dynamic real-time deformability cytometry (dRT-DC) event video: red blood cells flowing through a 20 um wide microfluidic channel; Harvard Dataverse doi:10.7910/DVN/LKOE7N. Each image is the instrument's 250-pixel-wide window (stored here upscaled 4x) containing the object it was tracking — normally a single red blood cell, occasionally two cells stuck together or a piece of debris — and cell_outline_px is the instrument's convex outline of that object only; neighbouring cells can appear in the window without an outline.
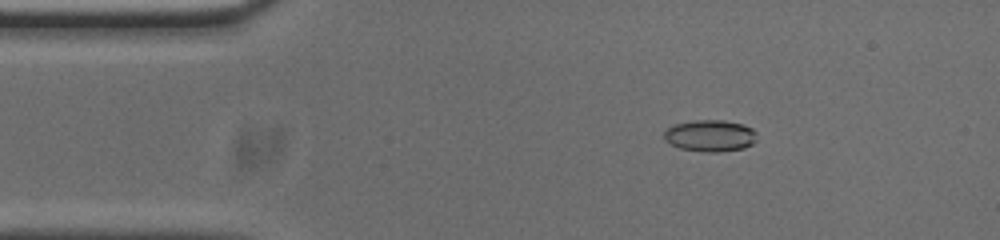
{"species": "common noctule bat (a hibernating species)", "species_latin": "Nyctalus noctula", "temperature_condition": "cold", "stored_images_in_passage": 53, "camera_frame_rate_fps": 3000, "um_per_image_px": 0.085, "animal": {"sex": "male", "body_mass_g": 20.0, "forearm_length_mm": 53.3}, "frame": {"image": 1, "passage_image": 8, "time_ms": 2.333, "image_size_px": [1000, 240], "cell_outline_px": [[756, 140], [752, 144], [744, 148], [720, 152], [704, 152], [680, 148], [664, 140], [664, 132], [668, 128], [676, 124], [696, 120], [724, 120], [740, 124], [752, 128], [756, 132]], "centroid_in_image_um": [60.38, 11.54], "position_along_channel_um": 24.6, "area_um2": 17.05}}
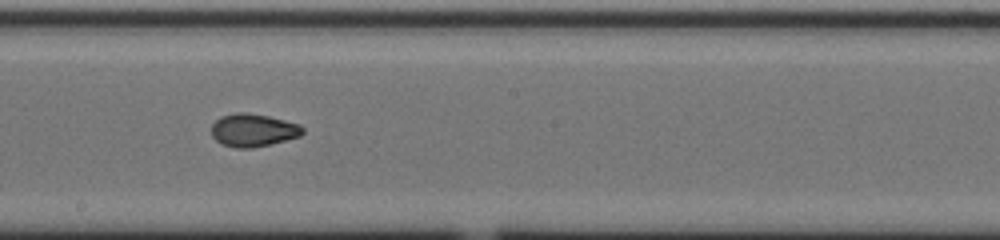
{"frame": {"image": 2, "passage_image": 28, "time_ms": 9.0, "image_size_px": [1000, 240], "cell_outline_px": [[304, 132], [300, 136], [252, 148], [236, 148], [220, 144], [212, 136], [212, 124], [220, 116], [236, 112], [244, 112], [268, 116], [300, 124], [304, 128]], "centroid_in_image_um": [21.5, 11.06], "position_along_channel_um": 226.7, "area_um2": 17.46}}
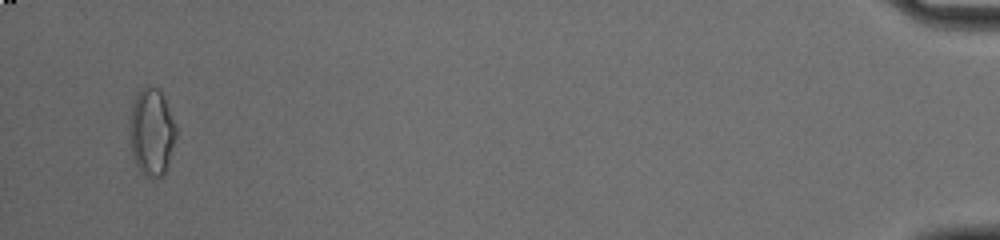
{"frame": {"image": 3, "passage_image": 51, "time_ms": 16.667, "image_size_px": [1000, 240], "cell_outline_px": [[176, 136], [164, 176], [144, 176], [136, 164], [132, 152], [132, 104], [136, 96], [148, 84], [160, 88], [164, 96], [176, 128]], "centroid_in_image_um": [12.93, 11.2], "position_along_channel_um": 422.3, "area_um2": 22.83}, "authors_computed_cell_mechanics": {"area_um2": 17.2822, "velocity_mm_per_s": 3.7892, "shape_relaxation_time_tau1_ms": 8.4168, "shape_relaxation_time_tau2_ms": 1.8222, "deformation_change_tau1": 0.1807, "deformation_change_tau2": 0.0518}}